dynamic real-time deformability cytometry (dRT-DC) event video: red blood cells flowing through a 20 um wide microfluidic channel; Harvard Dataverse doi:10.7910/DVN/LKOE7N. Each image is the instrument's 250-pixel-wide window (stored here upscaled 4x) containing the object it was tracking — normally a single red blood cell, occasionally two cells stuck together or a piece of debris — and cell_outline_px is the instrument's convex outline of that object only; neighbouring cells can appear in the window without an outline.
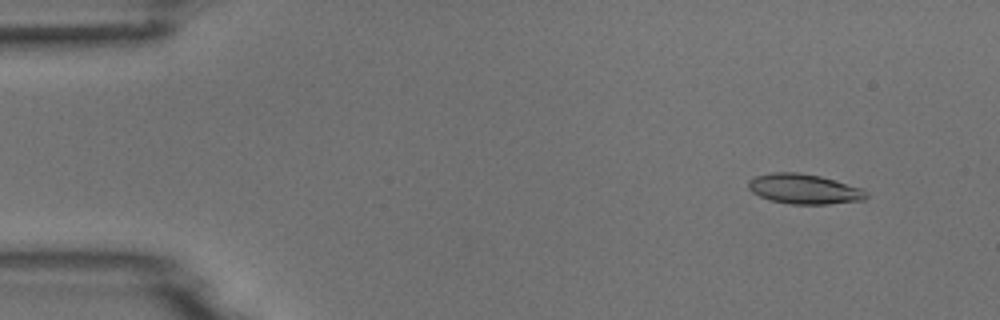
{"species": "common noctule bat (a hibernating species)", "species_latin": "Nyctalus noctula", "temperature_condition": "room temperature", "stored_images_in_passage": 5, "camera_frame_rate_fps": 3000, "um_per_image_px": 0.085, "animal": {"sex": "male", "body_mass_g": 18.8}, "frame": {"image": 1, "passage_image": 2, "time_ms": 0.333, "image_size_px": [1000, 320], "cell_outline_px": [[868, 196], [864, 200], [828, 204], [792, 204], [768, 200], [752, 192], [748, 188], [748, 180], [756, 176], [772, 172], [796, 172], [820, 176], [864, 188], [868, 192]], "centroid_in_image_um": [68.37, 16.06], "position_along_channel_um": 16.6, "area_um2": 20.75}}
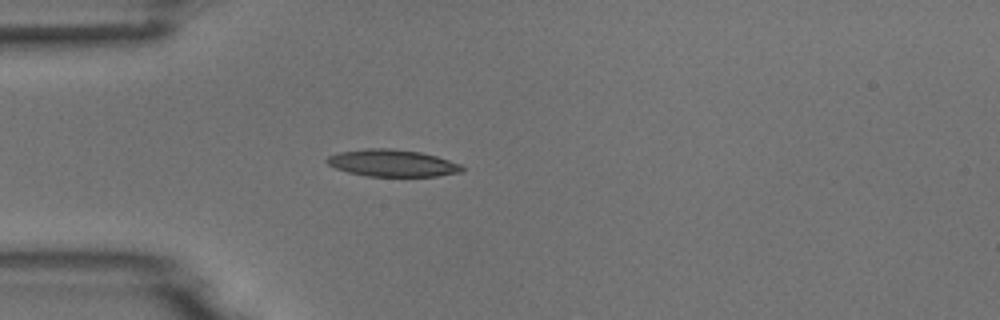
{"frame": {"image": 2, "passage_image": 5, "time_ms": 1.333, "image_size_px": [1000, 320], "cell_outline_px": [[464, 172], [436, 176], [364, 176], [348, 172], [336, 168], [328, 164], [324, 160], [328, 156], [340, 152], [364, 148], [392, 148], [420, 152], [436, 156], [460, 164], [464, 168]], "centroid_in_image_um": [33.34, 13.86], "position_along_channel_um": 51.7, "area_um2": 21.33}}